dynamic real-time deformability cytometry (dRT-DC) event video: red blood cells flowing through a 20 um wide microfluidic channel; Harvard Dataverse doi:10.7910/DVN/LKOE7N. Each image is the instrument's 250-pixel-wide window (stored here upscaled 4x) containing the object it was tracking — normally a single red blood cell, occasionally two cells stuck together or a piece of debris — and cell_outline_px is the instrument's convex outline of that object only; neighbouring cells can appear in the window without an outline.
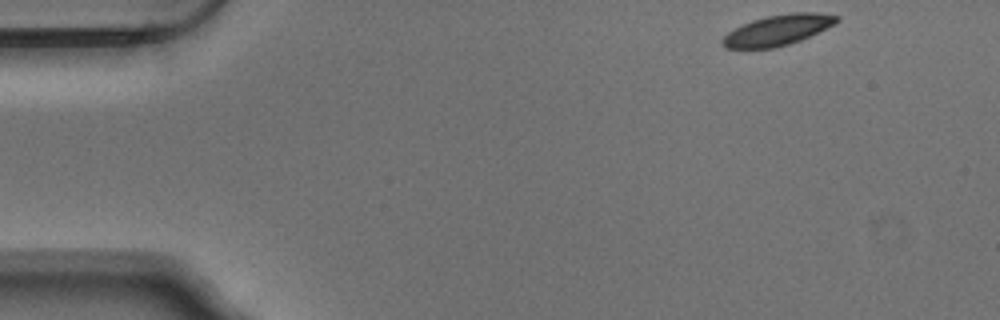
{"species": "Egyptian fruit bat (a non-hibernating species)", "species_latin": "Rousettus aegyptiacus", "temperature_condition": "warm", "stored_images_in_passage": 12, "camera_frame_rate_fps": 3000, "um_per_image_px": 0.085, "animal": {"sex": "male"}, "frame": {"image": 1, "passage_image": 1, "time_ms": 0.0, "image_size_px": [1000, 320], "cell_outline_px": [[840, 20], [800, 40], [776, 48], [724, 48], [720, 44], [720, 40], [728, 32], [752, 20], [768, 16], [792, 12], [816, 12], [840, 16]], "centroid_in_image_um": [66.07, 2.56], "position_along_channel_um": 18.9, "area_um2": 20.06}}